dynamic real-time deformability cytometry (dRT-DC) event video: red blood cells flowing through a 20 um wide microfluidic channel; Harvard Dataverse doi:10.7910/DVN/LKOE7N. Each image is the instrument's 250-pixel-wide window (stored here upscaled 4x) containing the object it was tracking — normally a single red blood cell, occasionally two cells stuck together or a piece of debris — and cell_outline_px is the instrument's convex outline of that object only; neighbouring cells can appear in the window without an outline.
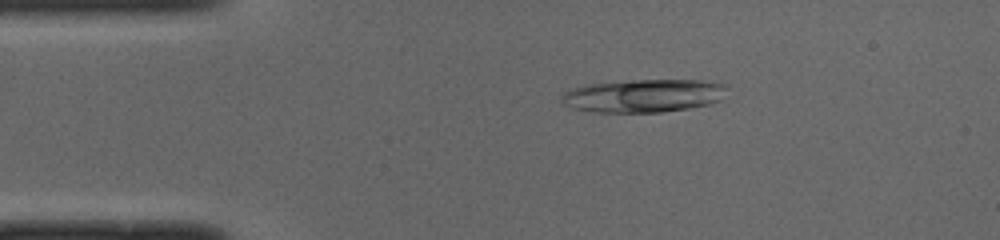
{"species": "common noctule bat (a hibernating species)", "species_latin": "Nyctalus noctula", "temperature_condition": "cold", "stored_images_in_passage": 45, "camera_frame_rate_fps": 3000, "um_per_image_px": 0.085, "animal": {"sex": "male", "body_mass_g": 19.0, "forearm_length_mm": 50.8}, "frame": {"image": 1, "passage_image": 4, "time_ms": 1.0, "image_size_px": [1000, 240], "cell_outline_px": [[724, 88], [720, 100], [708, 104], [688, 108], [660, 112], [592, 112], [572, 108], [564, 104], [560, 100], [564, 92], [572, 88], [588, 84], [632, 80], [700, 80], [724, 84]], "centroid_in_image_um": [54.63, 8.14], "position_along_channel_um": 30.4, "area_um2": 31.62}}
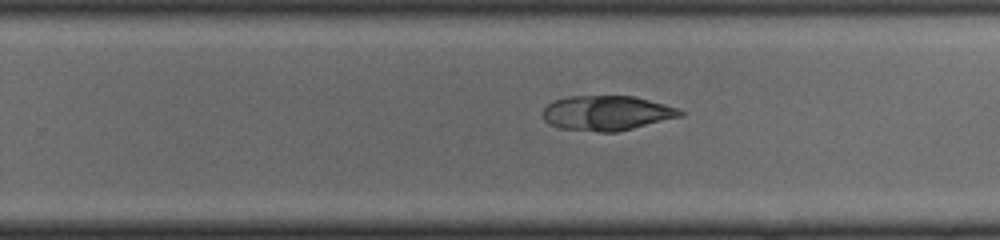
{"frame": {"image": 2, "passage_image": 26, "time_ms": 8.333, "image_size_px": [1000, 240], "cell_outline_px": [[684, 116], [616, 132], [600, 132], [560, 128], [548, 124], [544, 120], [544, 108], [552, 100], [568, 96], [636, 96], [676, 108], [684, 112]], "centroid_in_image_um": [51.56, 9.61], "position_along_channel_um": 278.2, "area_um2": 27.86}}
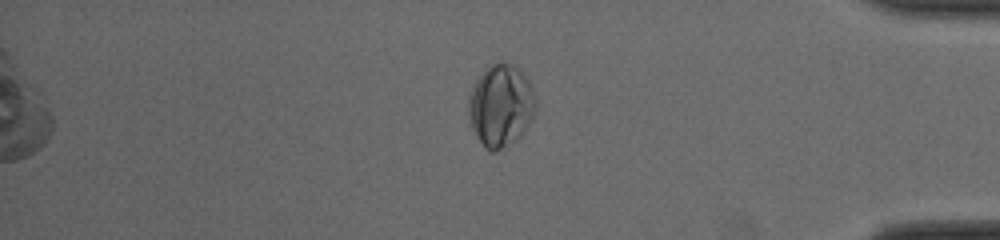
{"frame": {"image": 3, "passage_image": 37, "time_ms": 12.0, "image_size_px": [1000, 240], "cell_outline_px": [[536, 108], [532, 116], [520, 136], [516, 140], [496, 152], [488, 152], [484, 148], [476, 136], [468, 120], [468, 92], [476, 76], [492, 64], [516, 64], [524, 72], [532, 88], [536, 104]], "centroid_in_image_um": [42.52, 8.97], "position_along_channel_um": 392.7, "area_um2": 32.6}}